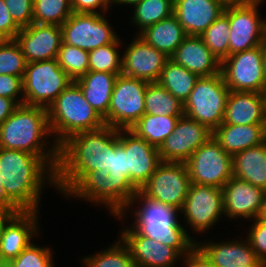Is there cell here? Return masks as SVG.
I'll list each match as a JSON object with an SVG mask.
<instances>
[{"label": "cell", "mask_w": 266, "mask_h": 267, "mask_svg": "<svg viewBox=\"0 0 266 267\" xmlns=\"http://www.w3.org/2000/svg\"><path fill=\"white\" fill-rule=\"evenodd\" d=\"M50 136L47 109L23 104L0 125V148L22 150L39 156L56 172L59 147L54 143L50 149L47 148L49 142L45 140Z\"/></svg>", "instance_id": "277c9868"}, {"label": "cell", "mask_w": 266, "mask_h": 267, "mask_svg": "<svg viewBox=\"0 0 266 267\" xmlns=\"http://www.w3.org/2000/svg\"><path fill=\"white\" fill-rule=\"evenodd\" d=\"M21 28L14 22L4 0H0V40H15Z\"/></svg>", "instance_id": "f6af8a7d"}, {"label": "cell", "mask_w": 266, "mask_h": 267, "mask_svg": "<svg viewBox=\"0 0 266 267\" xmlns=\"http://www.w3.org/2000/svg\"><path fill=\"white\" fill-rule=\"evenodd\" d=\"M198 79L197 74L188 71L169 58L162 69L158 82L184 104Z\"/></svg>", "instance_id": "1f68e13d"}, {"label": "cell", "mask_w": 266, "mask_h": 267, "mask_svg": "<svg viewBox=\"0 0 266 267\" xmlns=\"http://www.w3.org/2000/svg\"><path fill=\"white\" fill-rule=\"evenodd\" d=\"M168 59L169 57L163 52L158 51L137 36L122 55L121 74L147 82H158Z\"/></svg>", "instance_id": "d6986e66"}, {"label": "cell", "mask_w": 266, "mask_h": 267, "mask_svg": "<svg viewBox=\"0 0 266 267\" xmlns=\"http://www.w3.org/2000/svg\"><path fill=\"white\" fill-rule=\"evenodd\" d=\"M51 248L40 247L31 242L5 267H54Z\"/></svg>", "instance_id": "60d3db41"}, {"label": "cell", "mask_w": 266, "mask_h": 267, "mask_svg": "<svg viewBox=\"0 0 266 267\" xmlns=\"http://www.w3.org/2000/svg\"><path fill=\"white\" fill-rule=\"evenodd\" d=\"M182 258H184L186 267H215L197 246Z\"/></svg>", "instance_id": "7dc6e473"}, {"label": "cell", "mask_w": 266, "mask_h": 267, "mask_svg": "<svg viewBox=\"0 0 266 267\" xmlns=\"http://www.w3.org/2000/svg\"><path fill=\"white\" fill-rule=\"evenodd\" d=\"M72 82L57 59L27 63L23 77L24 105L47 109Z\"/></svg>", "instance_id": "ba28073f"}, {"label": "cell", "mask_w": 266, "mask_h": 267, "mask_svg": "<svg viewBox=\"0 0 266 267\" xmlns=\"http://www.w3.org/2000/svg\"><path fill=\"white\" fill-rule=\"evenodd\" d=\"M180 117L144 114L129 130L150 145L159 148L163 141L174 131Z\"/></svg>", "instance_id": "4dcf8cb0"}, {"label": "cell", "mask_w": 266, "mask_h": 267, "mask_svg": "<svg viewBox=\"0 0 266 267\" xmlns=\"http://www.w3.org/2000/svg\"><path fill=\"white\" fill-rule=\"evenodd\" d=\"M125 228L120 235L128 247L136 267H173L183 257L175 248L152 238L140 235L132 227Z\"/></svg>", "instance_id": "ffe728a7"}, {"label": "cell", "mask_w": 266, "mask_h": 267, "mask_svg": "<svg viewBox=\"0 0 266 267\" xmlns=\"http://www.w3.org/2000/svg\"><path fill=\"white\" fill-rule=\"evenodd\" d=\"M47 116L51 135L56 134L53 143L58 147L72 135L105 125L104 119L86 101L75 81L51 103Z\"/></svg>", "instance_id": "8992f818"}, {"label": "cell", "mask_w": 266, "mask_h": 267, "mask_svg": "<svg viewBox=\"0 0 266 267\" xmlns=\"http://www.w3.org/2000/svg\"><path fill=\"white\" fill-rule=\"evenodd\" d=\"M246 240V241H245ZM228 242H196V246L215 267H266L251 247L248 238Z\"/></svg>", "instance_id": "cb8c5ba5"}, {"label": "cell", "mask_w": 266, "mask_h": 267, "mask_svg": "<svg viewBox=\"0 0 266 267\" xmlns=\"http://www.w3.org/2000/svg\"><path fill=\"white\" fill-rule=\"evenodd\" d=\"M225 8L220 0H174L173 14L188 36H200Z\"/></svg>", "instance_id": "603a6c76"}, {"label": "cell", "mask_w": 266, "mask_h": 267, "mask_svg": "<svg viewBox=\"0 0 266 267\" xmlns=\"http://www.w3.org/2000/svg\"><path fill=\"white\" fill-rule=\"evenodd\" d=\"M119 143L127 154L128 179L140 190L161 162L158 148L137 137L129 129H119Z\"/></svg>", "instance_id": "e0dca14e"}, {"label": "cell", "mask_w": 266, "mask_h": 267, "mask_svg": "<svg viewBox=\"0 0 266 267\" xmlns=\"http://www.w3.org/2000/svg\"><path fill=\"white\" fill-rule=\"evenodd\" d=\"M229 93L221 72L210 77H199L183 104V112L214 131L223 123Z\"/></svg>", "instance_id": "52a82bcc"}, {"label": "cell", "mask_w": 266, "mask_h": 267, "mask_svg": "<svg viewBox=\"0 0 266 267\" xmlns=\"http://www.w3.org/2000/svg\"><path fill=\"white\" fill-rule=\"evenodd\" d=\"M15 41L27 63L56 59L63 42L62 29L58 25L31 23L21 28Z\"/></svg>", "instance_id": "ac0fdd59"}, {"label": "cell", "mask_w": 266, "mask_h": 267, "mask_svg": "<svg viewBox=\"0 0 266 267\" xmlns=\"http://www.w3.org/2000/svg\"><path fill=\"white\" fill-rule=\"evenodd\" d=\"M137 35L169 58L188 36L174 14L145 28Z\"/></svg>", "instance_id": "f546056e"}, {"label": "cell", "mask_w": 266, "mask_h": 267, "mask_svg": "<svg viewBox=\"0 0 266 267\" xmlns=\"http://www.w3.org/2000/svg\"><path fill=\"white\" fill-rule=\"evenodd\" d=\"M170 59L199 77H210L221 72V62L200 36H187Z\"/></svg>", "instance_id": "d4e9b609"}, {"label": "cell", "mask_w": 266, "mask_h": 267, "mask_svg": "<svg viewBox=\"0 0 266 267\" xmlns=\"http://www.w3.org/2000/svg\"><path fill=\"white\" fill-rule=\"evenodd\" d=\"M233 176L266 190V142L232 156Z\"/></svg>", "instance_id": "83f0119b"}, {"label": "cell", "mask_w": 266, "mask_h": 267, "mask_svg": "<svg viewBox=\"0 0 266 267\" xmlns=\"http://www.w3.org/2000/svg\"><path fill=\"white\" fill-rule=\"evenodd\" d=\"M190 185L185 163L161 161L139 191L145 197L181 210Z\"/></svg>", "instance_id": "8fae6325"}, {"label": "cell", "mask_w": 266, "mask_h": 267, "mask_svg": "<svg viewBox=\"0 0 266 267\" xmlns=\"http://www.w3.org/2000/svg\"><path fill=\"white\" fill-rule=\"evenodd\" d=\"M260 3L226 5L229 18V55L256 48L265 42L266 21L258 13Z\"/></svg>", "instance_id": "5bb4252c"}, {"label": "cell", "mask_w": 266, "mask_h": 267, "mask_svg": "<svg viewBox=\"0 0 266 267\" xmlns=\"http://www.w3.org/2000/svg\"><path fill=\"white\" fill-rule=\"evenodd\" d=\"M72 13L70 0H33V23L61 26Z\"/></svg>", "instance_id": "d590c367"}, {"label": "cell", "mask_w": 266, "mask_h": 267, "mask_svg": "<svg viewBox=\"0 0 266 267\" xmlns=\"http://www.w3.org/2000/svg\"><path fill=\"white\" fill-rule=\"evenodd\" d=\"M13 215L12 212H8L5 210H0V236L3 229V226L8 221V219Z\"/></svg>", "instance_id": "f907efd6"}, {"label": "cell", "mask_w": 266, "mask_h": 267, "mask_svg": "<svg viewBox=\"0 0 266 267\" xmlns=\"http://www.w3.org/2000/svg\"><path fill=\"white\" fill-rule=\"evenodd\" d=\"M185 164L192 184L223 188L233 177L232 156L225 152L213 136Z\"/></svg>", "instance_id": "9c48e42d"}, {"label": "cell", "mask_w": 266, "mask_h": 267, "mask_svg": "<svg viewBox=\"0 0 266 267\" xmlns=\"http://www.w3.org/2000/svg\"><path fill=\"white\" fill-rule=\"evenodd\" d=\"M56 59L59 66L73 81L84 76L89 71V52L81 48L62 42Z\"/></svg>", "instance_id": "f35d334b"}, {"label": "cell", "mask_w": 266, "mask_h": 267, "mask_svg": "<svg viewBox=\"0 0 266 267\" xmlns=\"http://www.w3.org/2000/svg\"><path fill=\"white\" fill-rule=\"evenodd\" d=\"M224 216L229 219H256L265 190L251 183L231 177L222 188ZM252 218V219H251Z\"/></svg>", "instance_id": "44dd1931"}, {"label": "cell", "mask_w": 266, "mask_h": 267, "mask_svg": "<svg viewBox=\"0 0 266 267\" xmlns=\"http://www.w3.org/2000/svg\"><path fill=\"white\" fill-rule=\"evenodd\" d=\"M0 267H5V264L0 259Z\"/></svg>", "instance_id": "91938a15"}, {"label": "cell", "mask_w": 266, "mask_h": 267, "mask_svg": "<svg viewBox=\"0 0 266 267\" xmlns=\"http://www.w3.org/2000/svg\"><path fill=\"white\" fill-rule=\"evenodd\" d=\"M0 210H5L17 214L22 212V210L7 196L5 189L2 186V181L0 177Z\"/></svg>", "instance_id": "681fc988"}, {"label": "cell", "mask_w": 266, "mask_h": 267, "mask_svg": "<svg viewBox=\"0 0 266 267\" xmlns=\"http://www.w3.org/2000/svg\"><path fill=\"white\" fill-rule=\"evenodd\" d=\"M137 192L128 179L127 154L119 143L118 129V136L111 142L110 169L88 172L65 197L70 195L103 204L116 217L127 208Z\"/></svg>", "instance_id": "3957f363"}, {"label": "cell", "mask_w": 266, "mask_h": 267, "mask_svg": "<svg viewBox=\"0 0 266 267\" xmlns=\"http://www.w3.org/2000/svg\"><path fill=\"white\" fill-rule=\"evenodd\" d=\"M213 138L229 155L264 142L263 125H232L222 123L213 131Z\"/></svg>", "instance_id": "f1b7e54d"}, {"label": "cell", "mask_w": 266, "mask_h": 267, "mask_svg": "<svg viewBox=\"0 0 266 267\" xmlns=\"http://www.w3.org/2000/svg\"><path fill=\"white\" fill-rule=\"evenodd\" d=\"M148 82L118 75L108 109V126L130 129L145 114Z\"/></svg>", "instance_id": "30bf717a"}, {"label": "cell", "mask_w": 266, "mask_h": 267, "mask_svg": "<svg viewBox=\"0 0 266 267\" xmlns=\"http://www.w3.org/2000/svg\"><path fill=\"white\" fill-rule=\"evenodd\" d=\"M121 40L117 38L113 43L100 46L89 52V71H103L121 75L122 56L118 52Z\"/></svg>", "instance_id": "74e56055"}, {"label": "cell", "mask_w": 266, "mask_h": 267, "mask_svg": "<svg viewBox=\"0 0 266 267\" xmlns=\"http://www.w3.org/2000/svg\"><path fill=\"white\" fill-rule=\"evenodd\" d=\"M222 188L192 184L180 212L195 232H206L224 214Z\"/></svg>", "instance_id": "9a60e30c"}, {"label": "cell", "mask_w": 266, "mask_h": 267, "mask_svg": "<svg viewBox=\"0 0 266 267\" xmlns=\"http://www.w3.org/2000/svg\"><path fill=\"white\" fill-rule=\"evenodd\" d=\"M264 44L229 55L221 62V73L230 91L263 93L266 87L262 54Z\"/></svg>", "instance_id": "7c38bea8"}, {"label": "cell", "mask_w": 266, "mask_h": 267, "mask_svg": "<svg viewBox=\"0 0 266 267\" xmlns=\"http://www.w3.org/2000/svg\"><path fill=\"white\" fill-rule=\"evenodd\" d=\"M18 106L14 100L0 96V125L7 120Z\"/></svg>", "instance_id": "c3c4849f"}, {"label": "cell", "mask_w": 266, "mask_h": 267, "mask_svg": "<svg viewBox=\"0 0 266 267\" xmlns=\"http://www.w3.org/2000/svg\"><path fill=\"white\" fill-rule=\"evenodd\" d=\"M145 114L182 116L183 104L159 82H148L145 91Z\"/></svg>", "instance_id": "d6a6232c"}, {"label": "cell", "mask_w": 266, "mask_h": 267, "mask_svg": "<svg viewBox=\"0 0 266 267\" xmlns=\"http://www.w3.org/2000/svg\"><path fill=\"white\" fill-rule=\"evenodd\" d=\"M136 201L142 202V207L133 213L135 223L132 227L140 235L175 248L182 256L196 246V240H192L188 231L178 221L177 212L180 213V210L145 197L139 190L127 208L117 217L123 218L126 210L132 208Z\"/></svg>", "instance_id": "5b68a950"}, {"label": "cell", "mask_w": 266, "mask_h": 267, "mask_svg": "<svg viewBox=\"0 0 266 267\" xmlns=\"http://www.w3.org/2000/svg\"><path fill=\"white\" fill-rule=\"evenodd\" d=\"M142 0H111V3L118 5H136L140 3Z\"/></svg>", "instance_id": "f5cc1de1"}, {"label": "cell", "mask_w": 266, "mask_h": 267, "mask_svg": "<svg viewBox=\"0 0 266 267\" xmlns=\"http://www.w3.org/2000/svg\"><path fill=\"white\" fill-rule=\"evenodd\" d=\"M266 107L263 93L230 91L223 123L232 125H263Z\"/></svg>", "instance_id": "484cf974"}, {"label": "cell", "mask_w": 266, "mask_h": 267, "mask_svg": "<svg viewBox=\"0 0 266 267\" xmlns=\"http://www.w3.org/2000/svg\"><path fill=\"white\" fill-rule=\"evenodd\" d=\"M111 0H70L72 12L76 13H105L111 5Z\"/></svg>", "instance_id": "bcb514c9"}, {"label": "cell", "mask_w": 266, "mask_h": 267, "mask_svg": "<svg viewBox=\"0 0 266 267\" xmlns=\"http://www.w3.org/2000/svg\"><path fill=\"white\" fill-rule=\"evenodd\" d=\"M14 22L20 27L33 23V0H4Z\"/></svg>", "instance_id": "b9f144b4"}, {"label": "cell", "mask_w": 266, "mask_h": 267, "mask_svg": "<svg viewBox=\"0 0 266 267\" xmlns=\"http://www.w3.org/2000/svg\"><path fill=\"white\" fill-rule=\"evenodd\" d=\"M119 239L103 252L85 257V267H136L128 247Z\"/></svg>", "instance_id": "8d00e7d4"}, {"label": "cell", "mask_w": 266, "mask_h": 267, "mask_svg": "<svg viewBox=\"0 0 266 267\" xmlns=\"http://www.w3.org/2000/svg\"><path fill=\"white\" fill-rule=\"evenodd\" d=\"M250 3H261L263 0H248Z\"/></svg>", "instance_id": "6f0895ef"}, {"label": "cell", "mask_w": 266, "mask_h": 267, "mask_svg": "<svg viewBox=\"0 0 266 267\" xmlns=\"http://www.w3.org/2000/svg\"><path fill=\"white\" fill-rule=\"evenodd\" d=\"M263 95H264L265 107H266V87L264 88Z\"/></svg>", "instance_id": "680465c9"}, {"label": "cell", "mask_w": 266, "mask_h": 267, "mask_svg": "<svg viewBox=\"0 0 266 267\" xmlns=\"http://www.w3.org/2000/svg\"><path fill=\"white\" fill-rule=\"evenodd\" d=\"M213 136L206 125L183 114L174 127V131L158 148L163 162L185 163L190 156Z\"/></svg>", "instance_id": "2e32d148"}, {"label": "cell", "mask_w": 266, "mask_h": 267, "mask_svg": "<svg viewBox=\"0 0 266 267\" xmlns=\"http://www.w3.org/2000/svg\"><path fill=\"white\" fill-rule=\"evenodd\" d=\"M39 211L13 214L3 226L0 236V259L6 265L15 259L38 235Z\"/></svg>", "instance_id": "7402d4cb"}, {"label": "cell", "mask_w": 266, "mask_h": 267, "mask_svg": "<svg viewBox=\"0 0 266 267\" xmlns=\"http://www.w3.org/2000/svg\"><path fill=\"white\" fill-rule=\"evenodd\" d=\"M262 65H263L264 77H265V82H266V45L265 43H264L263 54H262Z\"/></svg>", "instance_id": "11a10c76"}, {"label": "cell", "mask_w": 266, "mask_h": 267, "mask_svg": "<svg viewBox=\"0 0 266 267\" xmlns=\"http://www.w3.org/2000/svg\"><path fill=\"white\" fill-rule=\"evenodd\" d=\"M225 5H236V4H246L250 3L248 0H220Z\"/></svg>", "instance_id": "db71d44e"}, {"label": "cell", "mask_w": 266, "mask_h": 267, "mask_svg": "<svg viewBox=\"0 0 266 267\" xmlns=\"http://www.w3.org/2000/svg\"><path fill=\"white\" fill-rule=\"evenodd\" d=\"M118 129L108 125L72 135L59 146L56 187L67 194L88 172L110 169L111 142Z\"/></svg>", "instance_id": "6da1fadb"}, {"label": "cell", "mask_w": 266, "mask_h": 267, "mask_svg": "<svg viewBox=\"0 0 266 267\" xmlns=\"http://www.w3.org/2000/svg\"><path fill=\"white\" fill-rule=\"evenodd\" d=\"M230 23L223 12L201 35L204 44L222 62L229 56Z\"/></svg>", "instance_id": "e575fe53"}, {"label": "cell", "mask_w": 266, "mask_h": 267, "mask_svg": "<svg viewBox=\"0 0 266 267\" xmlns=\"http://www.w3.org/2000/svg\"><path fill=\"white\" fill-rule=\"evenodd\" d=\"M63 43L92 51L113 43L119 36L101 13H76L61 25Z\"/></svg>", "instance_id": "4fadbf2b"}, {"label": "cell", "mask_w": 266, "mask_h": 267, "mask_svg": "<svg viewBox=\"0 0 266 267\" xmlns=\"http://www.w3.org/2000/svg\"><path fill=\"white\" fill-rule=\"evenodd\" d=\"M263 132H264V141L266 142V117H265V121L263 124Z\"/></svg>", "instance_id": "9f6ffc18"}, {"label": "cell", "mask_w": 266, "mask_h": 267, "mask_svg": "<svg viewBox=\"0 0 266 267\" xmlns=\"http://www.w3.org/2000/svg\"><path fill=\"white\" fill-rule=\"evenodd\" d=\"M253 221L254 224L251 225L247 238L258 258L266 266V220L256 218Z\"/></svg>", "instance_id": "7bdbcfd3"}, {"label": "cell", "mask_w": 266, "mask_h": 267, "mask_svg": "<svg viewBox=\"0 0 266 267\" xmlns=\"http://www.w3.org/2000/svg\"><path fill=\"white\" fill-rule=\"evenodd\" d=\"M257 218H259L261 220H266V190H265L264 195H263V201L261 204V209H260V212H259Z\"/></svg>", "instance_id": "816d5d0a"}, {"label": "cell", "mask_w": 266, "mask_h": 267, "mask_svg": "<svg viewBox=\"0 0 266 267\" xmlns=\"http://www.w3.org/2000/svg\"><path fill=\"white\" fill-rule=\"evenodd\" d=\"M134 14L131 19L139 27L138 34L145 28L164 20L173 14V0H142L133 6Z\"/></svg>", "instance_id": "836d02e7"}, {"label": "cell", "mask_w": 266, "mask_h": 267, "mask_svg": "<svg viewBox=\"0 0 266 267\" xmlns=\"http://www.w3.org/2000/svg\"><path fill=\"white\" fill-rule=\"evenodd\" d=\"M117 76L103 71H88L75 80L86 101L104 119L105 125H108V109Z\"/></svg>", "instance_id": "4316f807"}, {"label": "cell", "mask_w": 266, "mask_h": 267, "mask_svg": "<svg viewBox=\"0 0 266 267\" xmlns=\"http://www.w3.org/2000/svg\"><path fill=\"white\" fill-rule=\"evenodd\" d=\"M25 56L15 40H0V75L24 77Z\"/></svg>", "instance_id": "ab89813d"}, {"label": "cell", "mask_w": 266, "mask_h": 267, "mask_svg": "<svg viewBox=\"0 0 266 267\" xmlns=\"http://www.w3.org/2000/svg\"><path fill=\"white\" fill-rule=\"evenodd\" d=\"M264 43H265V45H266V29H265V42H264Z\"/></svg>", "instance_id": "94428289"}, {"label": "cell", "mask_w": 266, "mask_h": 267, "mask_svg": "<svg viewBox=\"0 0 266 267\" xmlns=\"http://www.w3.org/2000/svg\"><path fill=\"white\" fill-rule=\"evenodd\" d=\"M0 177L7 196L22 211H38L45 182L56 187V172L39 156L22 150L0 148Z\"/></svg>", "instance_id": "7a4b0ae2"}, {"label": "cell", "mask_w": 266, "mask_h": 267, "mask_svg": "<svg viewBox=\"0 0 266 267\" xmlns=\"http://www.w3.org/2000/svg\"><path fill=\"white\" fill-rule=\"evenodd\" d=\"M20 93L22 97L17 98ZM0 96L12 99L18 105H23V77L0 75Z\"/></svg>", "instance_id": "ee69618b"}]
</instances>
